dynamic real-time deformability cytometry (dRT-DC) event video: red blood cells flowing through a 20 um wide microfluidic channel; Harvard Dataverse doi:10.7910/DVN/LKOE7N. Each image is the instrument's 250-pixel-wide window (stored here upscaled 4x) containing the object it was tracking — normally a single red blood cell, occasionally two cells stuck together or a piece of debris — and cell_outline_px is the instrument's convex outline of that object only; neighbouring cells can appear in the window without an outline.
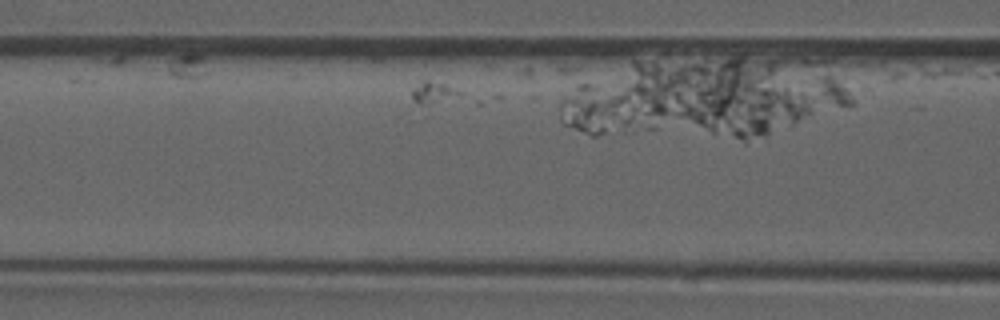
{"species": "common noctule bat (a hibernating species)", "species_latin": "Nyctalus noctula", "temperature_condition": "room temperature", "stored_images_in_passage": 5, "camera_frame_rate_fps": 3000, "um_per_image_px": 0.085, "animal": {"sex": "male", "forearm_length_mm": 52.5}, "frame": {"image": 1, "passage_image": 3, "time_ms": 0.667, "image_size_px": [1000, 320], "cell_outline_px": [[500, 96], [480, 104], [424, 116], [412, 100], [412, 92], [424, 80], [428, 80]], "centroid_in_image_um": [37.91, 8.29], "position_along_channel_um": 128.7, "area_um2": 12.77}}